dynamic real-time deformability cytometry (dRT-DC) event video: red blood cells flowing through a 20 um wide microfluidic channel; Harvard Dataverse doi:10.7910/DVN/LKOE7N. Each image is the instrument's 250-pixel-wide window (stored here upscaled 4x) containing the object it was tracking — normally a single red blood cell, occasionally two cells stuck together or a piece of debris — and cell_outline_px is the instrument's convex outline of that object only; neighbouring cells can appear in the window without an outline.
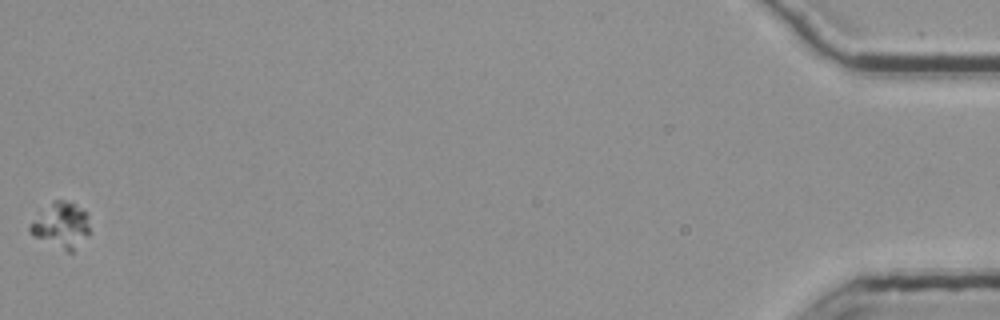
{"species": "common noctule bat (a hibernating species)", "species_latin": "Nyctalus noctula", "temperature_condition": "room temperature", "stored_images_in_passage": 41, "camera_frame_rate_fps": 3000, "um_per_image_px": 0.085, "animal": {"sex": "female", "body_mass_g": 25.1}, "frame": {"image": 1, "passage_image": 41, "time_ms": 13.333, "image_size_px": [1000, 320], "cell_outline_px": [[88, 236], [72, 252], [68, 252], [32, 236], [28, 232], [28, 228], [56, 200], [64, 200], [88, 212]], "centroid_in_image_um": [5.25, 19.21], "position_along_channel_um": 430.0, "area_um2": 15.14}, "authors_computed_cell_mechanics": {"area_um2": 12.1958, "velocity_mm_per_s": 3.6596, "shape_relaxation_time_tau1_ms": 0.3777, "shape_relaxation_time_tau2_ms": 4.2461, "deformation_change_tau1": 0.0328, "deformation_change_tau2": 0.0756}}